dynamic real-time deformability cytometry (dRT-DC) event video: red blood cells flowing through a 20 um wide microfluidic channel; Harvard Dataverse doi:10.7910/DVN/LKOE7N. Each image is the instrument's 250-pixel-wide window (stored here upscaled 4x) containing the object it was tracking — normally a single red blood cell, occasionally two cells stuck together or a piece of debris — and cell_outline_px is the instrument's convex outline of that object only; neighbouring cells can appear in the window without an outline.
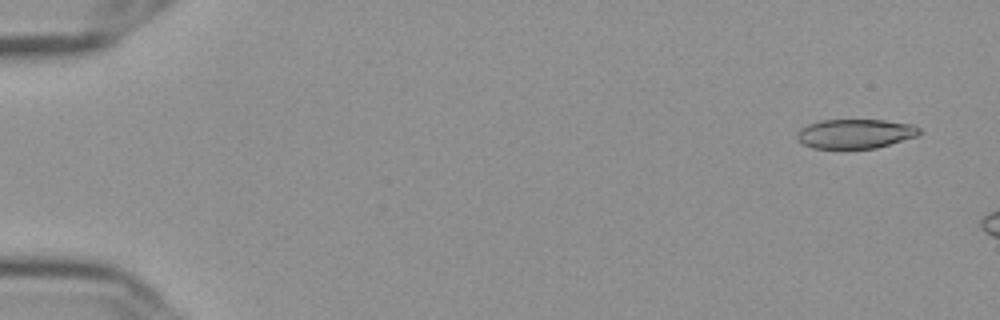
{"species": "Egyptian fruit bat (a non-hibernating species)", "species_latin": "Rousettus aegyptiacus", "temperature_condition": "cold", "stored_images_in_passage": 12, "camera_frame_rate_fps": 3000, "um_per_image_px": 0.085, "frame": {"image": 1, "passage_image": 3, "time_ms": 0.667, "image_size_px": [1000, 320], "cell_outline_px": [[924, 132], [916, 136], [876, 148], [812, 148], [796, 140], [796, 132], [800, 128], [808, 124], [820, 120], [884, 120], [912, 124], [920, 128]], "centroid_in_image_um": [72.68, 11.36], "position_along_channel_um": 12.3, "area_um2": 21.04}}